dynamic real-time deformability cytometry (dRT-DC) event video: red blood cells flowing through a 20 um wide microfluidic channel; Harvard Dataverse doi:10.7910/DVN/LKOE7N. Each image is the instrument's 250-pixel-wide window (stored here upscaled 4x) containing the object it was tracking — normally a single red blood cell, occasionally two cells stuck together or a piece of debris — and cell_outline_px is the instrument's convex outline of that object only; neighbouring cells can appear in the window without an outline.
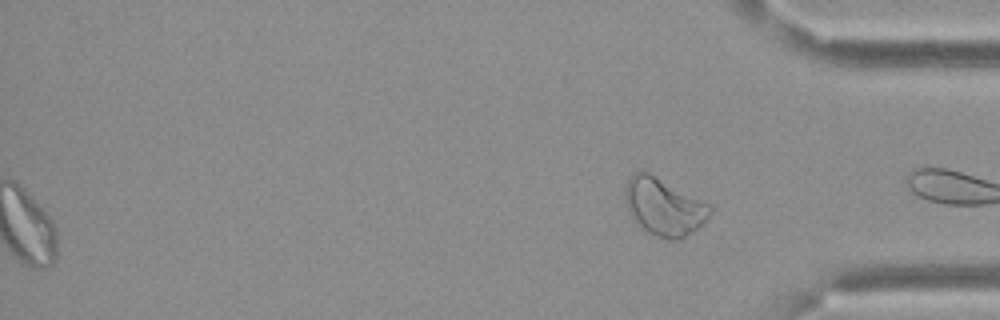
{"species": "Egyptian fruit bat (a non-hibernating species)", "species_latin": "Rousettus aegyptiacus", "temperature_condition": "cold", "stored_images_in_passage": 45, "segment_of_instrument_passage": [2, 2], "camera_frame_rate_fps": 3000, "um_per_image_px": 0.085, "frame": {"image": 1, "passage_image": 45, "time_ms": 14.667, "image_size_px": [1000, 320], "cell_outline_px": [[712, 212], [692, 232], [676, 240], [664, 240], [640, 228], [632, 220], [624, 200], [624, 188], [632, 172], [644, 168], [708, 204], [712, 208]], "centroid_in_image_um": [56.34, 17.54], "position_along_channel_um": 378.9, "area_um2": 28.73}}